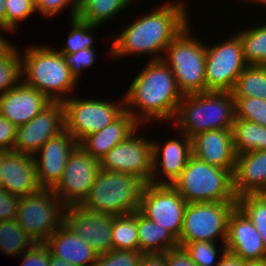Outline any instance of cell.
<instances>
[{
	"instance_id": "6da1fadb",
	"label": "cell",
	"mask_w": 266,
	"mask_h": 266,
	"mask_svg": "<svg viewBox=\"0 0 266 266\" xmlns=\"http://www.w3.org/2000/svg\"><path fill=\"white\" fill-rule=\"evenodd\" d=\"M186 5L178 0L162 4L130 25L128 23L116 38L113 37L110 55L119 58L151 53L154 56L151 61L162 60L169 44L190 23Z\"/></svg>"
},
{
	"instance_id": "7a4b0ae2",
	"label": "cell",
	"mask_w": 266,
	"mask_h": 266,
	"mask_svg": "<svg viewBox=\"0 0 266 266\" xmlns=\"http://www.w3.org/2000/svg\"><path fill=\"white\" fill-rule=\"evenodd\" d=\"M148 62L123 95L125 110L141 126L155 119L173 121L183 98L172 70L162 60Z\"/></svg>"
},
{
	"instance_id": "3957f363",
	"label": "cell",
	"mask_w": 266,
	"mask_h": 266,
	"mask_svg": "<svg viewBox=\"0 0 266 266\" xmlns=\"http://www.w3.org/2000/svg\"><path fill=\"white\" fill-rule=\"evenodd\" d=\"M235 119L231 92L205 91L184 95L174 118L181 133L192 138L208 130L232 129Z\"/></svg>"
},
{
	"instance_id": "277c9868",
	"label": "cell",
	"mask_w": 266,
	"mask_h": 266,
	"mask_svg": "<svg viewBox=\"0 0 266 266\" xmlns=\"http://www.w3.org/2000/svg\"><path fill=\"white\" fill-rule=\"evenodd\" d=\"M23 53V82L42 92L52 102L67 100L70 96L66 95L73 93L77 81L65 64L62 53L48 45H32L24 49Z\"/></svg>"
},
{
	"instance_id": "5b68a950",
	"label": "cell",
	"mask_w": 266,
	"mask_h": 266,
	"mask_svg": "<svg viewBox=\"0 0 266 266\" xmlns=\"http://www.w3.org/2000/svg\"><path fill=\"white\" fill-rule=\"evenodd\" d=\"M145 184L134 175L101 169L79 206L92 212L115 216L134 213L140 208Z\"/></svg>"
},
{
	"instance_id": "8992f818",
	"label": "cell",
	"mask_w": 266,
	"mask_h": 266,
	"mask_svg": "<svg viewBox=\"0 0 266 266\" xmlns=\"http://www.w3.org/2000/svg\"><path fill=\"white\" fill-rule=\"evenodd\" d=\"M172 186L187 203L236 202L233 173L191 156Z\"/></svg>"
},
{
	"instance_id": "52a82bcc",
	"label": "cell",
	"mask_w": 266,
	"mask_h": 266,
	"mask_svg": "<svg viewBox=\"0 0 266 266\" xmlns=\"http://www.w3.org/2000/svg\"><path fill=\"white\" fill-rule=\"evenodd\" d=\"M191 25L189 23L169 44L162 57L172 70L183 96L206 91V45L191 36Z\"/></svg>"
},
{
	"instance_id": "ba28073f",
	"label": "cell",
	"mask_w": 266,
	"mask_h": 266,
	"mask_svg": "<svg viewBox=\"0 0 266 266\" xmlns=\"http://www.w3.org/2000/svg\"><path fill=\"white\" fill-rule=\"evenodd\" d=\"M66 206L52 189L21 197L16 220L35 243H44L63 223Z\"/></svg>"
},
{
	"instance_id": "9c48e42d",
	"label": "cell",
	"mask_w": 266,
	"mask_h": 266,
	"mask_svg": "<svg viewBox=\"0 0 266 266\" xmlns=\"http://www.w3.org/2000/svg\"><path fill=\"white\" fill-rule=\"evenodd\" d=\"M236 202H194L188 203L178 245L197 241L226 242L228 219Z\"/></svg>"
},
{
	"instance_id": "30bf717a",
	"label": "cell",
	"mask_w": 266,
	"mask_h": 266,
	"mask_svg": "<svg viewBox=\"0 0 266 266\" xmlns=\"http://www.w3.org/2000/svg\"><path fill=\"white\" fill-rule=\"evenodd\" d=\"M62 103L65 130L78 144L88 135L105 128L125 111L124 98L117 104L102 99H80L70 96Z\"/></svg>"
},
{
	"instance_id": "8fae6325",
	"label": "cell",
	"mask_w": 266,
	"mask_h": 266,
	"mask_svg": "<svg viewBox=\"0 0 266 266\" xmlns=\"http://www.w3.org/2000/svg\"><path fill=\"white\" fill-rule=\"evenodd\" d=\"M187 205L172 185L147 183L141 193L138 211L178 241Z\"/></svg>"
},
{
	"instance_id": "7c38bea8",
	"label": "cell",
	"mask_w": 266,
	"mask_h": 266,
	"mask_svg": "<svg viewBox=\"0 0 266 266\" xmlns=\"http://www.w3.org/2000/svg\"><path fill=\"white\" fill-rule=\"evenodd\" d=\"M248 64L237 34L221 44L206 46V91L231 92L237 77Z\"/></svg>"
},
{
	"instance_id": "4fadbf2b",
	"label": "cell",
	"mask_w": 266,
	"mask_h": 266,
	"mask_svg": "<svg viewBox=\"0 0 266 266\" xmlns=\"http://www.w3.org/2000/svg\"><path fill=\"white\" fill-rule=\"evenodd\" d=\"M100 170V161L77 146L69 155L61 179L52 190L65 206L79 205L89 193Z\"/></svg>"
},
{
	"instance_id": "5bb4252c",
	"label": "cell",
	"mask_w": 266,
	"mask_h": 266,
	"mask_svg": "<svg viewBox=\"0 0 266 266\" xmlns=\"http://www.w3.org/2000/svg\"><path fill=\"white\" fill-rule=\"evenodd\" d=\"M135 134L136 130L110 149L100 159V166L104 171L134 175L147 184L152 176V139Z\"/></svg>"
},
{
	"instance_id": "9a60e30c",
	"label": "cell",
	"mask_w": 266,
	"mask_h": 266,
	"mask_svg": "<svg viewBox=\"0 0 266 266\" xmlns=\"http://www.w3.org/2000/svg\"><path fill=\"white\" fill-rule=\"evenodd\" d=\"M64 130V105L52 102L28 123L17 127L13 151L34 156L50 138Z\"/></svg>"
},
{
	"instance_id": "2e32d148",
	"label": "cell",
	"mask_w": 266,
	"mask_h": 266,
	"mask_svg": "<svg viewBox=\"0 0 266 266\" xmlns=\"http://www.w3.org/2000/svg\"><path fill=\"white\" fill-rule=\"evenodd\" d=\"M115 215L92 212L79 205L66 206L64 224L98 253L113 250L112 229Z\"/></svg>"
},
{
	"instance_id": "e0dca14e",
	"label": "cell",
	"mask_w": 266,
	"mask_h": 266,
	"mask_svg": "<svg viewBox=\"0 0 266 266\" xmlns=\"http://www.w3.org/2000/svg\"><path fill=\"white\" fill-rule=\"evenodd\" d=\"M77 146L78 143L75 138L64 130L50 138L34 154L38 180L42 188L52 189L58 183L69 155Z\"/></svg>"
},
{
	"instance_id": "ac0fdd59",
	"label": "cell",
	"mask_w": 266,
	"mask_h": 266,
	"mask_svg": "<svg viewBox=\"0 0 266 266\" xmlns=\"http://www.w3.org/2000/svg\"><path fill=\"white\" fill-rule=\"evenodd\" d=\"M180 134L183 139H168L164 146L152 140V176L150 183L172 185L184 170L192 156V141L186 134ZM162 175H165L164 177L168 181L163 179L162 182L160 177Z\"/></svg>"
},
{
	"instance_id": "d6986e66",
	"label": "cell",
	"mask_w": 266,
	"mask_h": 266,
	"mask_svg": "<svg viewBox=\"0 0 266 266\" xmlns=\"http://www.w3.org/2000/svg\"><path fill=\"white\" fill-rule=\"evenodd\" d=\"M51 103L42 92L21 81L0 94V115L18 127L28 123Z\"/></svg>"
},
{
	"instance_id": "ffe728a7",
	"label": "cell",
	"mask_w": 266,
	"mask_h": 266,
	"mask_svg": "<svg viewBox=\"0 0 266 266\" xmlns=\"http://www.w3.org/2000/svg\"><path fill=\"white\" fill-rule=\"evenodd\" d=\"M1 187L10 194L24 197L42 190L32 155L2 151Z\"/></svg>"
},
{
	"instance_id": "44dd1931",
	"label": "cell",
	"mask_w": 266,
	"mask_h": 266,
	"mask_svg": "<svg viewBox=\"0 0 266 266\" xmlns=\"http://www.w3.org/2000/svg\"><path fill=\"white\" fill-rule=\"evenodd\" d=\"M192 155L197 159L234 173L236 153L231 129L208 130L191 138Z\"/></svg>"
},
{
	"instance_id": "7402d4cb",
	"label": "cell",
	"mask_w": 266,
	"mask_h": 266,
	"mask_svg": "<svg viewBox=\"0 0 266 266\" xmlns=\"http://www.w3.org/2000/svg\"><path fill=\"white\" fill-rule=\"evenodd\" d=\"M225 246L244 261L266 258V246L260 234L237 206L228 219Z\"/></svg>"
},
{
	"instance_id": "603a6c76",
	"label": "cell",
	"mask_w": 266,
	"mask_h": 266,
	"mask_svg": "<svg viewBox=\"0 0 266 266\" xmlns=\"http://www.w3.org/2000/svg\"><path fill=\"white\" fill-rule=\"evenodd\" d=\"M52 256L75 266H94L98 253L64 223L44 242Z\"/></svg>"
},
{
	"instance_id": "cb8c5ba5",
	"label": "cell",
	"mask_w": 266,
	"mask_h": 266,
	"mask_svg": "<svg viewBox=\"0 0 266 266\" xmlns=\"http://www.w3.org/2000/svg\"><path fill=\"white\" fill-rule=\"evenodd\" d=\"M141 125L126 110L102 130L85 137L79 144L86 153L99 160L124 141Z\"/></svg>"
},
{
	"instance_id": "d4e9b609",
	"label": "cell",
	"mask_w": 266,
	"mask_h": 266,
	"mask_svg": "<svg viewBox=\"0 0 266 266\" xmlns=\"http://www.w3.org/2000/svg\"><path fill=\"white\" fill-rule=\"evenodd\" d=\"M266 185V150L241 153L236 156L233 190L238 198L258 194Z\"/></svg>"
},
{
	"instance_id": "484cf974",
	"label": "cell",
	"mask_w": 266,
	"mask_h": 266,
	"mask_svg": "<svg viewBox=\"0 0 266 266\" xmlns=\"http://www.w3.org/2000/svg\"><path fill=\"white\" fill-rule=\"evenodd\" d=\"M139 250L143 253H162L178 247V241L164 228L137 211Z\"/></svg>"
},
{
	"instance_id": "4316f807",
	"label": "cell",
	"mask_w": 266,
	"mask_h": 266,
	"mask_svg": "<svg viewBox=\"0 0 266 266\" xmlns=\"http://www.w3.org/2000/svg\"><path fill=\"white\" fill-rule=\"evenodd\" d=\"M133 0H77V18L92 25H103Z\"/></svg>"
},
{
	"instance_id": "83f0119b",
	"label": "cell",
	"mask_w": 266,
	"mask_h": 266,
	"mask_svg": "<svg viewBox=\"0 0 266 266\" xmlns=\"http://www.w3.org/2000/svg\"><path fill=\"white\" fill-rule=\"evenodd\" d=\"M231 130L236 155L266 150L265 126L249 120L234 119Z\"/></svg>"
},
{
	"instance_id": "f1b7e54d",
	"label": "cell",
	"mask_w": 266,
	"mask_h": 266,
	"mask_svg": "<svg viewBox=\"0 0 266 266\" xmlns=\"http://www.w3.org/2000/svg\"><path fill=\"white\" fill-rule=\"evenodd\" d=\"M233 97H259L266 100V66L247 65L237 77Z\"/></svg>"
},
{
	"instance_id": "f546056e",
	"label": "cell",
	"mask_w": 266,
	"mask_h": 266,
	"mask_svg": "<svg viewBox=\"0 0 266 266\" xmlns=\"http://www.w3.org/2000/svg\"><path fill=\"white\" fill-rule=\"evenodd\" d=\"M35 242L27 235L16 219L0 221V251L12 257L31 248Z\"/></svg>"
},
{
	"instance_id": "4dcf8cb0",
	"label": "cell",
	"mask_w": 266,
	"mask_h": 266,
	"mask_svg": "<svg viewBox=\"0 0 266 266\" xmlns=\"http://www.w3.org/2000/svg\"><path fill=\"white\" fill-rule=\"evenodd\" d=\"M242 43L243 56L248 65L266 64V23L238 31Z\"/></svg>"
},
{
	"instance_id": "1f68e13d",
	"label": "cell",
	"mask_w": 266,
	"mask_h": 266,
	"mask_svg": "<svg viewBox=\"0 0 266 266\" xmlns=\"http://www.w3.org/2000/svg\"><path fill=\"white\" fill-rule=\"evenodd\" d=\"M112 244L116 250H138L137 211L116 215L112 229Z\"/></svg>"
},
{
	"instance_id": "d6a6232c",
	"label": "cell",
	"mask_w": 266,
	"mask_h": 266,
	"mask_svg": "<svg viewBox=\"0 0 266 266\" xmlns=\"http://www.w3.org/2000/svg\"><path fill=\"white\" fill-rule=\"evenodd\" d=\"M236 206L253 223L266 246V196L246 194L237 198Z\"/></svg>"
},
{
	"instance_id": "836d02e7",
	"label": "cell",
	"mask_w": 266,
	"mask_h": 266,
	"mask_svg": "<svg viewBox=\"0 0 266 266\" xmlns=\"http://www.w3.org/2000/svg\"><path fill=\"white\" fill-rule=\"evenodd\" d=\"M70 26L72 28L71 32L68 34L65 45L61 50H58L60 53L73 54L79 50L86 48H94V37L92 31L99 25H92L86 23L82 20H79L77 17L70 19Z\"/></svg>"
},
{
	"instance_id": "e575fe53",
	"label": "cell",
	"mask_w": 266,
	"mask_h": 266,
	"mask_svg": "<svg viewBox=\"0 0 266 266\" xmlns=\"http://www.w3.org/2000/svg\"><path fill=\"white\" fill-rule=\"evenodd\" d=\"M21 51L15 47L5 58L0 59V94L17 86L22 80ZM21 79V80H20Z\"/></svg>"
},
{
	"instance_id": "d590c367",
	"label": "cell",
	"mask_w": 266,
	"mask_h": 266,
	"mask_svg": "<svg viewBox=\"0 0 266 266\" xmlns=\"http://www.w3.org/2000/svg\"><path fill=\"white\" fill-rule=\"evenodd\" d=\"M235 119L249 120L266 127V100L259 97H233Z\"/></svg>"
},
{
	"instance_id": "8d00e7d4",
	"label": "cell",
	"mask_w": 266,
	"mask_h": 266,
	"mask_svg": "<svg viewBox=\"0 0 266 266\" xmlns=\"http://www.w3.org/2000/svg\"><path fill=\"white\" fill-rule=\"evenodd\" d=\"M144 253L141 250H116L98 254L94 266H139Z\"/></svg>"
},
{
	"instance_id": "74e56055",
	"label": "cell",
	"mask_w": 266,
	"mask_h": 266,
	"mask_svg": "<svg viewBox=\"0 0 266 266\" xmlns=\"http://www.w3.org/2000/svg\"><path fill=\"white\" fill-rule=\"evenodd\" d=\"M216 243L197 241L187 243L183 248L197 266H216L219 262V260L215 262V259L218 258Z\"/></svg>"
},
{
	"instance_id": "f35d334b",
	"label": "cell",
	"mask_w": 266,
	"mask_h": 266,
	"mask_svg": "<svg viewBox=\"0 0 266 266\" xmlns=\"http://www.w3.org/2000/svg\"><path fill=\"white\" fill-rule=\"evenodd\" d=\"M33 0H6V29L15 32L19 22L35 13Z\"/></svg>"
},
{
	"instance_id": "ab89813d",
	"label": "cell",
	"mask_w": 266,
	"mask_h": 266,
	"mask_svg": "<svg viewBox=\"0 0 266 266\" xmlns=\"http://www.w3.org/2000/svg\"><path fill=\"white\" fill-rule=\"evenodd\" d=\"M62 56L65 64L70 69L71 75L78 82L83 69L86 70L95 63L96 54L94 48H86L73 54L62 53Z\"/></svg>"
},
{
	"instance_id": "60d3db41",
	"label": "cell",
	"mask_w": 266,
	"mask_h": 266,
	"mask_svg": "<svg viewBox=\"0 0 266 266\" xmlns=\"http://www.w3.org/2000/svg\"><path fill=\"white\" fill-rule=\"evenodd\" d=\"M70 6V7H69ZM69 7L70 19L77 17V0H37L35 2V10L46 17H54L58 15L64 8Z\"/></svg>"
},
{
	"instance_id": "b9f144b4",
	"label": "cell",
	"mask_w": 266,
	"mask_h": 266,
	"mask_svg": "<svg viewBox=\"0 0 266 266\" xmlns=\"http://www.w3.org/2000/svg\"><path fill=\"white\" fill-rule=\"evenodd\" d=\"M21 256V266H49V250L44 243H35Z\"/></svg>"
},
{
	"instance_id": "7bdbcfd3",
	"label": "cell",
	"mask_w": 266,
	"mask_h": 266,
	"mask_svg": "<svg viewBox=\"0 0 266 266\" xmlns=\"http://www.w3.org/2000/svg\"><path fill=\"white\" fill-rule=\"evenodd\" d=\"M21 197L0 188V221L16 219Z\"/></svg>"
},
{
	"instance_id": "ee69618b",
	"label": "cell",
	"mask_w": 266,
	"mask_h": 266,
	"mask_svg": "<svg viewBox=\"0 0 266 266\" xmlns=\"http://www.w3.org/2000/svg\"><path fill=\"white\" fill-rule=\"evenodd\" d=\"M16 130L17 126L0 115V151H13Z\"/></svg>"
},
{
	"instance_id": "f6af8a7d",
	"label": "cell",
	"mask_w": 266,
	"mask_h": 266,
	"mask_svg": "<svg viewBox=\"0 0 266 266\" xmlns=\"http://www.w3.org/2000/svg\"><path fill=\"white\" fill-rule=\"evenodd\" d=\"M167 266H197L183 247H176L165 252Z\"/></svg>"
},
{
	"instance_id": "bcb514c9",
	"label": "cell",
	"mask_w": 266,
	"mask_h": 266,
	"mask_svg": "<svg viewBox=\"0 0 266 266\" xmlns=\"http://www.w3.org/2000/svg\"><path fill=\"white\" fill-rule=\"evenodd\" d=\"M221 258L216 266H243L244 260L234 253L226 250L225 243L222 244Z\"/></svg>"
},
{
	"instance_id": "7dc6e473",
	"label": "cell",
	"mask_w": 266,
	"mask_h": 266,
	"mask_svg": "<svg viewBox=\"0 0 266 266\" xmlns=\"http://www.w3.org/2000/svg\"><path fill=\"white\" fill-rule=\"evenodd\" d=\"M139 266H167L165 252L144 253Z\"/></svg>"
},
{
	"instance_id": "c3c4849f",
	"label": "cell",
	"mask_w": 266,
	"mask_h": 266,
	"mask_svg": "<svg viewBox=\"0 0 266 266\" xmlns=\"http://www.w3.org/2000/svg\"><path fill=\"white\" fill-rule=\"evenodd\" d=\"M15 47L17 46L11 44L9 40L7 41L0 32V59L5 58Z\"/></svg>"
},
{
	"instance_id": "681fc988",
	"label": "cell",
	"mask_w": 266,
	"mask_h": 266,
	"mask_svg": "<svg viewBox=\"0 0 266 266\" xmlns=\"http://www.w3.org/2000/svg\"><path fill=\"white\" fill-rule=\"evenodd\" d=\"M0 28L3 32H9L11 30L6 29V0H0Z\"/></svg>"
},
{
	"instance_id": "f907efd6",
	"label": "cell",
	"mask_w": 266,
	"mask_h": 266,
	"mask_svg": "<svg viewBox=\"0 0 266 266\" xmlns=\"http://www.w3.org/2000/svg\"><path fill=\"white\" fill-rule=\"evenodd\" d=\"M49 266H75L70 263H66L64 260L61 258L52 256L49 251Z\"/></svg>"
},
{
	"instance_id": "816d5d0a",
	"label": "cell",
	"mask_w": 266,
	"mask_h": 266,
	"mask_svg": "<svg viewBox=\"0 0 266 266\" xmlns=\"http://www.w3.org/2000/svg\"><path fill=\"white\" fill-rule=\"evenodd\" d=\"M243 266H266V258L257 260H245Z\"/></svg>"
},
{
	"instance_id": "f5cc1de1",
	"label": "cell",
	"mask_w": 266,
	"mask_h": 266,
	"mask_svg": "<svg viewBox=\"0 0 266 266\" xmlns=\"http://www.w3.org/2000/svg\"><path fill=\"white\" fill-rule=\"evenodd\" d=\"M2 151H0V188H1V183H2Z\"/></svg>"
},
{
	"instance_id": "db71d44e",
	"label": "cell",
	"mask_w": 266,
	"mask_h": 266,
	"mask_svg": "<svg viewBox=\"0 0 266 266\" xmlns=\"http://www.w3.org/2000/svg\"><path fill=\"white\" fill-rule=\"evenodd\" d=\"M248 3L251 1L252 3H259L262 4L263 6H266V0H246Z\"/></svg>"
},
{
	"instance_id": "11a10c76",
	"label": "cell",
	"mask_w": 266,
	"mask_h": 266,
	"mask_svg": "<svg viewBox=\"0 0 266 266\" xmlns=\"http://www.w3.org/2000/svg\"><path fill=\"white\" fill-rule=\"evenodd\" d=\"M258 194H261L263 196H266V185H265V187Z\"/></svg>"
}]
</instances>
